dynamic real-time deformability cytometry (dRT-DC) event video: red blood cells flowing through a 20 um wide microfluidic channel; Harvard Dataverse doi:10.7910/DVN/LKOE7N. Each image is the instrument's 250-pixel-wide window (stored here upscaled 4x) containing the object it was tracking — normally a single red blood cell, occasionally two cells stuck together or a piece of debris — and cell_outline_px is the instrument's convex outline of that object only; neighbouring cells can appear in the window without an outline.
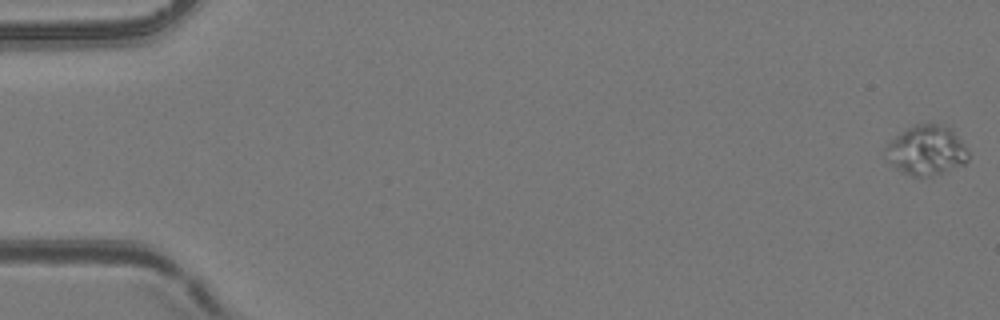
{"species": "common noctule bat (a hibernating species)", "species_latin": "Nyctalus noctula", "temperature_condition": "room temperature", "stored_images_in_passage": 9, "camera_frame_rate_fps": 3000, "um_per_image_px": 0.085, "animal": {"sex": "female", "body_mass_g": 24.6, "forearm_length_mm": 56.2}, "frame": {"image": 1, "passage_image": 1, "time_ms": 0.0, "image_size_px": [1000, 320], "cell_outline_px": [[968, 160], [964, 164], [932, 176], [912, 176], [896, 168], [888, 160], [884, 148], [888, 140], [908, 128], [916, 124], [936, 124], [952, 128], [964, 144], [968, 152]], "centroid_in_image_um": [78.74, 12.77], "position_along_channel_um": 6.3, "area_um2": 23.87}}
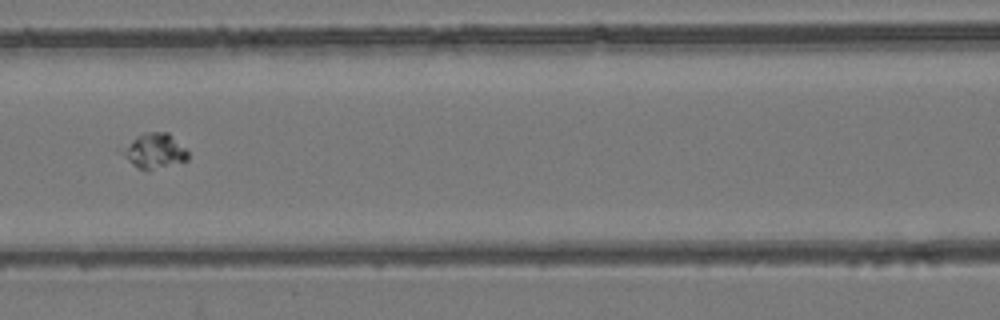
{"frame": {"image": 2, "passage_image": 8, "time_ms": 8.333, "image_size_px": [1000, 320], "cell_outline_px": [[188, 160], [152, 168], [136, 168], [120, 152], [136, 136], [148, 132], [168, 132], [188, 152]], "centroid_in_image_um": [13.12, 12.8], "position_along_channel_um": 153.5, "area_um2": 12.72}}
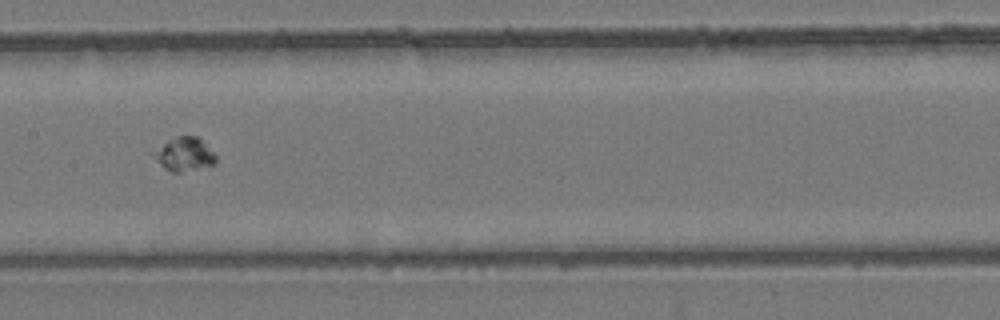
{"frame": {"image": 3, "passage_image": 9, "time_ms": 9.333, "image_size_px": [1000, 320], "cell_outline_px": [[216, 164], [180, 172], [172, 172], [164, 168], [160, 164], [156, 156], [156, 152], [168, 140], [176, 136], [196, 136], [216, 156]], "centroid_in_image_um": [15.72, 13.12], "position_along_channel_um": 191.7, "area_um2": 11.5}}